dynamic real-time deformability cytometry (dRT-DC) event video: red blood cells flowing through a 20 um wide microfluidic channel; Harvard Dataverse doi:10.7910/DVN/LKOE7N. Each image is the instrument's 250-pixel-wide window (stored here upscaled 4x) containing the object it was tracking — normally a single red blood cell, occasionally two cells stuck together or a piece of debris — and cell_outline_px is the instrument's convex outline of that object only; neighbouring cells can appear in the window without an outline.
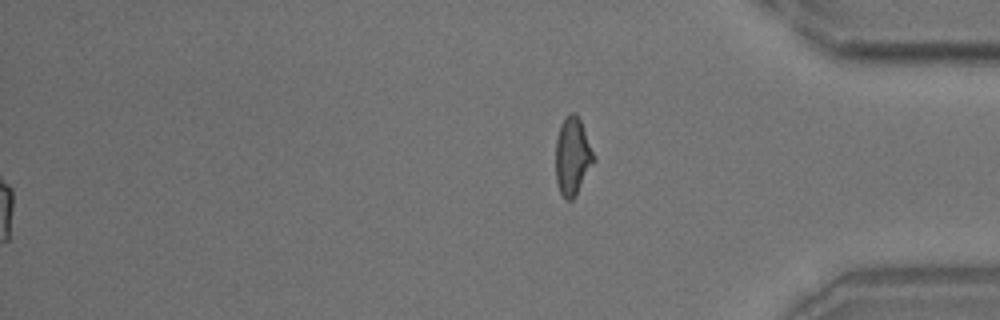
{"species": "common noctule bat (a hibernating species)", "species_latin": "Nyctalus noctula", "temperature_condition": "room temperature", "stored_images_in_passage": 48, "segment_of_instrument_passage": [2, 2], "camera_frame_rate_fps": 3000, "um_per_image_px": 0.085, "animal": {"sex": "male", "body_mass_g": 18.8}, "frame": {"image": 1, "passage_image": 48, "time_ms": 15.667, "image_size_px": [1000, 320], "cell_outline_px": [[596, 160], [572, 200], [564, 200], [560, 192], [556, 180], [556, 136], [560, 124], [572, 112], [576, 112], [580, 120], [596, 156]], "centroid_in_image_um": [48.67, 13.28], "position_along_channel_um": 386.5, "area_um2": 17.28}}